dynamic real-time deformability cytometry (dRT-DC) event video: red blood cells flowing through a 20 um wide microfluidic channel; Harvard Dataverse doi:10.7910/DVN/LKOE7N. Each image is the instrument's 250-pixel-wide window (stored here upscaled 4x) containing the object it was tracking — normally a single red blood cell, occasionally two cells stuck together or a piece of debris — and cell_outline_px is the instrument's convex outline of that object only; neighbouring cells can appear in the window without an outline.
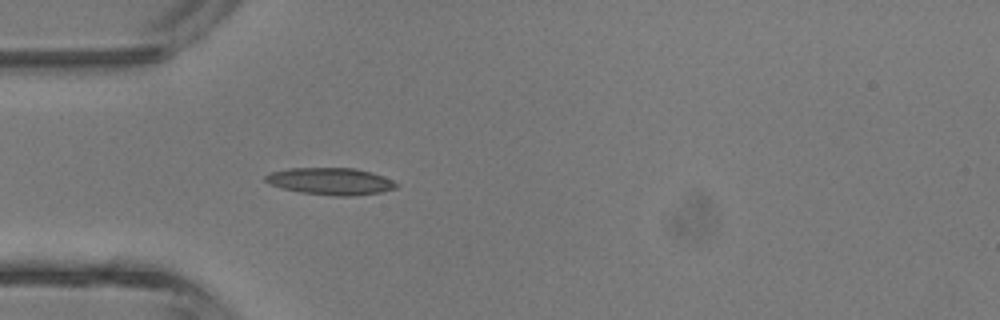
{"species": "common noctule bat (a hibernating species)", "species_latin": "Nyctalus noctula", "temperature_condition": "room temperature", "stored_images_in_passage": 2, "camera_frame_rate_fps": 3000, "um_per_image_px": 0.085, "animal": {"sex": "male", "body_mass_g": 13.3}, "frame": {"image": 1, "passage_image": 2, "time_ms": 1.333, "image_size_px": [1000, 320], "cell_outline_px": [[396, 188], [380, 192], [352, 196], [336, 196], [300, 192], [268, 184], [264, 180], [264, 176], [272, 172], [288, 168], [356, 168], [392, 180], [396, 184]], "centroid_in_image_um": [28.04, 15.41], "position_along_channel_um": 57.0, "area_um2": 20.29}}